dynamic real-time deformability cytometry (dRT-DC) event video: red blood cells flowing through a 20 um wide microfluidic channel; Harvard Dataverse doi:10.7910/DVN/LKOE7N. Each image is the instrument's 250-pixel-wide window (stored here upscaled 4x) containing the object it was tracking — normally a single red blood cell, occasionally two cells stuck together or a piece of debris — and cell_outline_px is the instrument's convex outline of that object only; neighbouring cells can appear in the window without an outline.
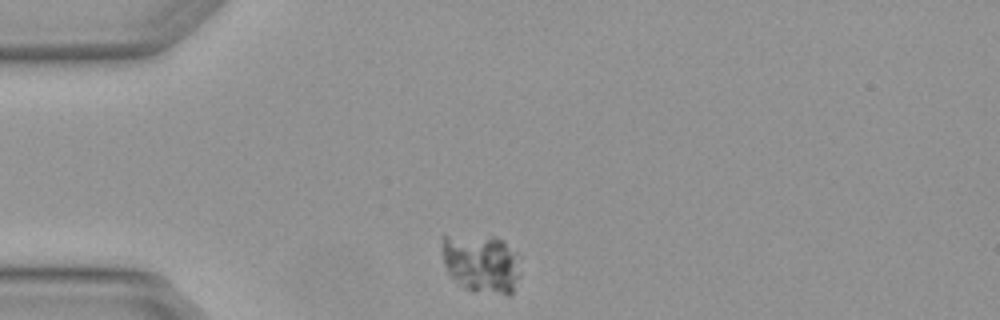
{"species": "Egyptian fruit bat (a non-hibernating species)", "species_latin": "Rousettus aegyptiacus", "temperature_condition": "warm", "stored_images_in_passage": 1, "camera_frame_rate_fps": 3000, "um_per_image_px": 0.085, "animal": {"sex": "female"}, "frame": {"image": 1, "passage_image": 1, "time_ms": 0.0, "image_size_px": [1000, 320], "cell_outline_px": [[520, 276], [512, 292], [508, 296], [472, 292], [464, 288], [448, 272], [444, 264], [440, 236], [492, 236], [500, 240], [516, 252], [520, 256]], "centroid_in_image_um": [40.94, 22.42], "position_along_channel_um": 44.1, "area_um2": 27.28}}